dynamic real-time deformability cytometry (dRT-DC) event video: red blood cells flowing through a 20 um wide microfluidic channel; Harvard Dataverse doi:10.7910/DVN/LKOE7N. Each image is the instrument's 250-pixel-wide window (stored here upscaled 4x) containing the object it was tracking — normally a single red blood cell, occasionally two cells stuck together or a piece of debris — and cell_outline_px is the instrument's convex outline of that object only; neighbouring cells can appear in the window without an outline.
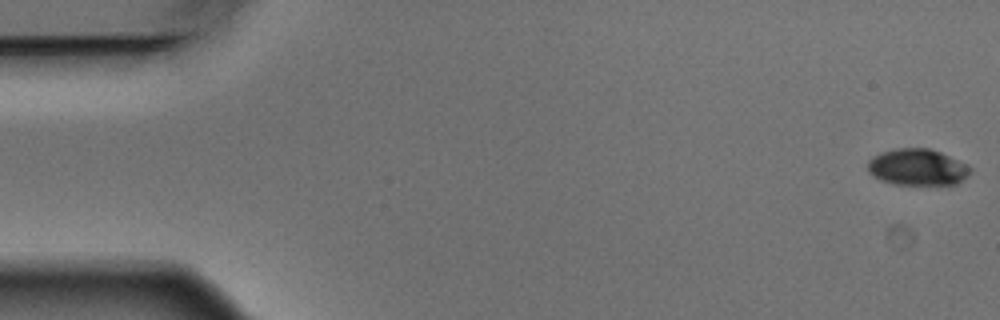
{"species": "Egyptian fruit bat (a non-hibernating species)", "species_latin": "Rousettus aegyptiacus", "temperature_condition": "warm", "stored_images_in_passage": 5, "camera_frame_rate_fps": 3000, "um_per_image_px": 0.085, "animal": {"sex": "male"}, "frame": {"image": 1, "passage_image": 1, "time_ms": 0.0, "image_size_px": [1000, 320], "cell_outline_px": [[972, 172], [968, 176], [956, 184], [896, 184], [884, 180], [868, 172], [868, 160], [872, 156], [880, 152], [896, 148], [928, 148], [940, 152], [968, 164], [972, 168]], "centroid_in_image_um": [78.01, 14.19], "position_along_channel_um": 7.0, "area_um2": 21.73}}
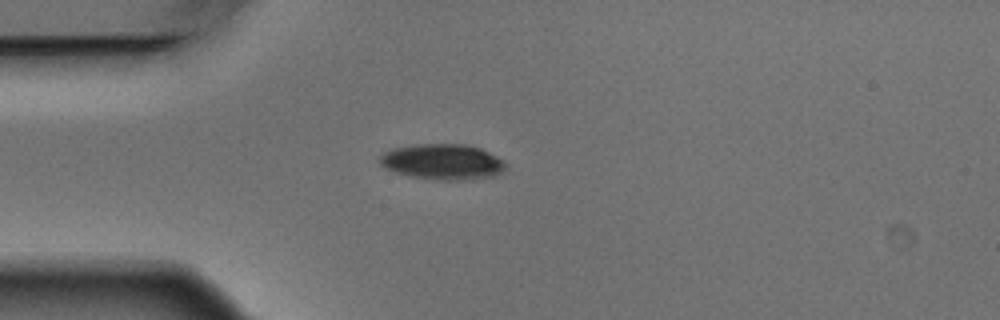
{"frame": {"image": 2, "passage_image": 5, "time_ms": 1.333, "image_size_px": [1000, 320], "cell_outline_px": [[504, 168], [496, 176], [472, 180], [436, 180], [408, 176], [384, 168], [380, 164], [380, 156], [384, 152], [392, 148], [416, 144], [464, 144], [480, 148], [504, 160]], "centroid_in_image_um": [37.6, 13.76], "position_along_channel_um": 47.4, "area_um2": 26.3}}